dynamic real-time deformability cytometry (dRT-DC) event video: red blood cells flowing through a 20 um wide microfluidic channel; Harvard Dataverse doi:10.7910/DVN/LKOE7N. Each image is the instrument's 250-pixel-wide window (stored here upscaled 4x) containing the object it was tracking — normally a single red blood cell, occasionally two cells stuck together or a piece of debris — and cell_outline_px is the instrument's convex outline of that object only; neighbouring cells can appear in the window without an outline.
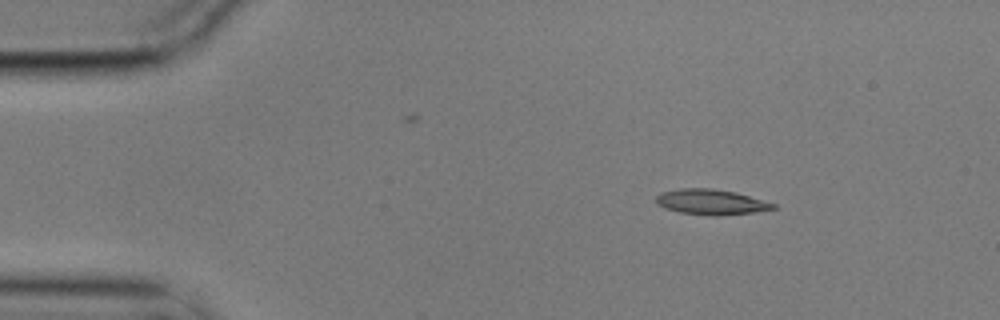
{"species": "common noctule bat (a hibernating species)", "species_latin": "Nyctalus noctula", "temperature_condition": "cold", "stored_images_in_passage": 3, "camera_frame_rate_fps": 3000, "um_per_image_px": 0.085, "animal": {"sex": "male", "body_mass_g": 17.9}, "frame": {"image": 1, "passage_image": 1, "time_ms": 0.0, "image_size_px": [1000, 320], "cell_outline_px": [[776, 208], [752, 212], [716, 216], [708, 216], [680, 212], [664, 208], [656, 204], [656, 196], [660, 192], [680, 188], [712, 188], [736, 192], [776, 204]], "centroid_in_image_um": [60.39, 17.16], "position_along_channel_um": 24.6, "area_um2": 17.34}}